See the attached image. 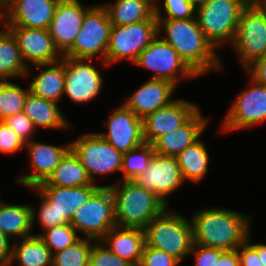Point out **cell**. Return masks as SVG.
Returning a JSON list of instances; mask_svg holds the SVG:
<instances>
[{
  "label": "cell",
  "mask_w": 266,
  "mask_h": 266,
  "mask_svg": "<svg viewBox=\"0 0 266 266\" xmlns=\"http://www.w3.org/2000/svg\"><path fill=\"white\" fill-rule=\"evenodd\" d=\"M29 86L22 88L12 81H0V121L23 111Z\"/></svg>",
  "instance_id": "34"
},
{
  "label": "cell",
  "mask_w": 266,
  "mask_h": 266,
  "mask_svg": "<svg viewBox=\"0 0 266 266\" xmlns=\"http://www.w3.org/2000/svg\"><path fill=\"white\" fill-rule=\"evenodd\" d=\"M245 72L257 83L266 86V55L249 65Z\"/></svg>",
  "instance_id": "45"
},
{
  "label": "cell",
  "mask_w": 266,
  "mask_h": 266,
  "mask_svg": "<svg viewBox=\"0 0 266 266\" xmlns=\"http://www.w3.org/2000/svg\"><path fill=\"white\" fill-rule=\"evenodd\" d=\"M240 266H263L261 255L246 241L237 248Z\"/></svg>",
  "instance_id": "44"
},
{
  "label": "cell",
  "mask_w": 266,
  "mask_h": 266,
  "mask_svg": "<svg viewBox=\"0 0 266 266\" xmlns=\"http://www.w3.org/2000/svg\"><path fill=\"white\" fill-rule=\"evenodd\" d=\"M247 4H265L266 0H244Z\"/></svg>",
  "instance_id": "50"
},
{
  "label": "cell",
  "mask_w": 266,
  "mask_h": 266,
  "mask_svg": "<svg viewBox=\"0 0 266 266\" xmlns=\"http://www.w3.org/2000/svg\"><path fill=\"white\" fill-rule=\"evenodd\" d=\"M209 119L199 109L185 124L160 136L152 145L154 151L165 156H178L185 148L196 142L206 130Z\"/></svg>",
  "instance_id": "23"
},
{
  "label": "cell",
  "mask_w": 266,
  "mask_h": 266,
  "mask_svg": "<svg viewBox=\"0 0 266 266\" xmlns=\"http://www.w3.org/2000/svg\"><path fill=\"white\" fill-rule=\"evenodd\" d=\"M31 190L35 191L36 195L39 196L41 200L39 209L35 208V206L32 204V226H34L36 220L39 221V225L43 230L58 226V213L53 205L35 188H31Z\"/></svg>",
  "instance_id": "39"
},
{
  "label": "cell",
  "mask_w": 266,
  "mask_h": 266,
  "mask_svg": "<svg viewBox=\"0 0 266 266\" xmlns=\"http://www.w3.org/2000/svg\"><path fill=\"white\" fill-rule=\"evenodd\" d=\"M94 242L82 237L73 245L52 254V266H89Z\"/></svg>",
  "instance_id": "35"
},
{
  "label": "cell",
  "mask_w": 266,
  "mask_h": 266,
  "mask_svg": "<svg viewBox=\"0 0 266 266\" xmlns=\"http://www.w3.org/2000/svg\"><path fill=\"white\" fill-rule=\"evenodd\" d=\"M223 252V250L218 248L205 247L193 243L189 255L193 254L195 257V266H215Z\"/></svg>",
  "instance_id": "43"
},
{
  "label": "cell",
  "mask_w": 266,
  "mask_h": 266,
  "mask_svg": "<svg viewBox=\"0 0 266 266\" xmlns=\"http://www.w3.org/2000/svg\"><path fill=\"white\" fill-rule=\"evenodd\" d=\"M65 62L64 95L77 104L88 103L103 91V77L92 65L94 59L63 56Z\"/></svg>",
  "instance_id": "13"
},
{
  "label": "cell",
  "mask_w": 266,
  "mask_h": 266,
  "mask_svg": "<svg viewBox=\"0 0 266 266\" xmlns=\"http://www.w3.org/2000/svg\"><path fill=\"white\" fill-rule=\"evenodd\" d=\"M134 181L152 191L168 206L167 196L169 197L185 183L176 157L165 156L156 152L145 171Z\"/></svg>",
  "instance_id": "15"
},
{
  "label": "cell",
  "mask_w": 266,
  "mask_h": 266,
  "mask_svg": "<svg viewBox=\"0 0 266 266\" xmlns=\"http://www.w3.org/2000/svg\"><path fill=\"white\" fill-rule=\"evenodd\" d=\"M104 126L107 128L106 133H97L122 154L144 142L142 119L123 104L109 115Z\"/></svg>",
  "instance_id": "18"
},
{
  "label": "cell",
  "mask_w": 266,
  "mask_h": 266,
  "mask_svg": "<svg viewBox=\"0 0 266 266\" xmlns=\"http://www.w3.org/2000/svg\"><path fill=\"white\" fill-rule=\"evenodd\" d=\"M28 71L15 37L5 26L2 27L0 29V81L14 80L19 77L24 79Z\"/></svg>",
  "instance_id": "29"
},
{
  "label": "cell",
  "mask_w": 266,
  "mask_h": 266,
  "mask_svg": "<svg viewBox=\"0 0 266 266\" xmlns=\"http://www.w3.org/2000/svg\"><path fill=\"white\" fill-rule=\"evenodd\" d=\"M198 104L186 99H175L170 104L142 119L144 142L153 144L160 136L185 124L199 109Z\"/></svg>",
  "instance_id": "16"
},
{
  "label": "cell",
  "mask_w": 266,
  "mask_h": 266,
  "mask_svg": "<svg viewBox=\"0 0 266 266\" xmlns=\"http://www.w3.org/2000/svg\"><path fill=\"white\" fill-rule=\"evenodd\" d=\"M35 235L43 240L52 254L73 245L80 239L77 231L70 223L50 227Z\"/></svg>",
  "instance_id": "36"
},
{
  "label": "cell",
  "mask_w": 266,
  "mask_h": 266,
  "mask_svg": "<svg viewBox=\"0 0 266 266\" xmlns=\"http://www.w3.org/2000/svg\"><path fill=\"white\" fill-rule=\"evenodd\" d=\"M0 231V266H9L12 257V241Z\"/></svg>",
  "instance_id": "46"
},
{
  "label": "cell",
  "mask_w": 266,
  "mask_h": 266,
  "mask_svg": "<svg viewBox=\"0 0 266 266\" xmlns=\"http://www.w3.org/2000/svg\"><path fill=\"white\" fill-rule=\"evenodd\" d=\"M70 224L80 238L101 241L116 226L114 198L109 187L101 186L73 214Z\"/></svg>",
  "instance_id": "8"
},
{
  "label": "cell",
  "mask_w": 266,
  "mask_h": 266,
  "mask_svg": "<svg viewBox=\"0 0 266 266\" xmlns=\"http://www.w3.org/2000/svg\"><path fill=\"white\" fill-rule=\"evenodd\" d=\"M1 26H4V12H3V6L0 4V29Z\"/></svg>",
  "instance_id": "51"
},
{
  "label": "cell",
  "mask_w": 266,
  "mask_h": 266,
  "mask_svg": "<svg viewBox=\"0 0 266 266\" xmlns=\"http://www.w3.org/2000/svg\"><path fill=\"white\" fill-rule=\"evenodd\" d=\"M33 67L41 70L33 76L29 91L41 98L59 104L64 98L65 62L38 64Z\"/></svg>",
  "instance_id": "25"
},
{
  "label": "cell",
  "mask_w": 266,
  "mask_h": 266,
  "mask_svg": "<svg viewBox=\"0 0 266 266\" xmlns=\"http://www.w3.org/2000/svg\"><path fill=\"white\" fill-rule=\"evenodd\" d=\"M191 4L197 9L204 5L208 0H189Z\"/></svg>",
  "instance_id": "49"
},
{
  "label": "cell",
  "mask_w": 266,
  "mask_h": 266,
  "mask_svg": "<svg viewBox=\"0 0 266 266\" xmlns=\"http://www.w3.org/2000/svg\"><path fill=\"white\" fill-rule=\"evenodd\" d=\"M93 5L83 6L80 0H60L48 28L59 52L64 55L82 28L85 13Z\"/></svg>",
  "instance_id": "19"
},
{
  "label": "cell",
  "mask_w": 266,
  "mask_h": 266,
  "mask_svg": "<svg viewBox=\"0 0 266 266\" xmlns=\"http://www.w3.org/2000/svg\"><path fill=\"white\" fill-rule=\"evenodd\" d=\"M184 182L198 184L208 172L209 152L200 138L176 156Z\"/></svg>",
  "instance_id": "32"
},
{
  "label": "cell",
  "mask_w": 266,
  "mask_h": 266,
  "mask_svg": "<svg viewBox=\"0 0 266 266\" xmlns=\"http://www.w3.org/2000/svg\"><path fill=\"white\" fill-rule=\"evenodd\" d=\"M145 244L162 250L180 262L189 257L193 245L191 221L167 207L143 229Z\"/></svg>",
  "instance_id": "4"
},
{
  "label": "cell",
  "mask_w": 266,
  "mask_h": 266,
  "mask_svg": "<svg viewBox=\"0 0 266 266\" xmlns=\"http://www.w3.org/2000/svg\"><path fill=\"white\" fill-rule=\"evenodd\" d=\"M58 105L29 92L24 103L23 112L32 120L37 130L39 129L37 127L68 130L72 124L69 123Z\"/></svg>",
  "instance_id": "26"
},
{
  "label": "cell",
  "mask_w": 266,
  "mask_h": 266,
  "mask_svg": "<svg viewBox=\"0 0 266 266\" xmlns=\"http://www.w3.org/2000/svg\"><path fill=\"white\" fill-rule=\"evenodd\" d=\"M163 9L161 8V2L156 0L154 3V15L157 19H175L186 20L196 18V8L191 4L189 0H162ZM166 13H162V11Z\"/></svg>",
  "instance_id": "37"
},
{
  "label": "cell",
  "mask_w": 266,
  "mask_h": 266,
  "mask_svg": "<svg viewBox=\"0 0 266 266\" xmlns=\"http://www.w3.org/2000/svg\"><path fill=\"white\" fill-rule=\"evenodd\" d=\"M89 266H133L115 255L102 241H95L90 253Z\"/></svg>",
  "instance_id": "38"
},
{
  "label": "cell",
  "mask_w": 266,
  "mask_h": 266,
  "mask_svg": "<svg viewBox=\"0 0 266 266\" xmlns=\"http://www.w3.org/2000/svg\"><path fill=\"white\" fill-rule=\"evenodd\" d=\"M10 0H0V4L4 7Z\"/></svg>",
  "instance_id": "52"
},
{
  "label": "cell",
  "mask_w": 266,
  "mask_h": 266,
  "mask_svg": "<svg viewBox=\"0 0 266 266\" xmlns=\"http://www.w3.org/2000/svg\"><path fill=\"white\" fill-rule=\"evenodd\" d=\"M157 18L128 25L112 26L106 52L108 66L122 60L134 64L139 54L157 37Z\"/></svg>",
  "instance_id": "9"
},
{
  "label": "cell",
  "mask_w": 266,
  "mask_h": 266,
  "mask_svg": "<svg viewBox=\"0 0 266 266\" xmlns=\"http://www.w3.org/2000/svg\"><path fill=\"white\" fill-rule=\"evenodd\" d=\"M176 85L167 80L149 78L132 95L125 98L122 104L130 109L138 118L170 104L174 101L173 93Z\"/></svg>",
  "instance_id": "21"
},
{
  "label": "cell",
  "mask_w": 266,
  "mask_h": 266,
  "mask_svg": "<svg viewBox=\"0 0 266 266\" xmlns=\"http://www.w3.org/2000/svg\"><path fill=\"white\" fill-rule=\"evenodd\" d=\"M15 37L23 61L28 67L25 78L32 76L31 65L49 64L60 61L59 52L48 29L5 26ZM31 69V70H30Z\"/></svg>",
  "instance_id": "14"
},
{
  "label": "cell",
  "mask_w": 266,
  "mask_h": 266,
  "mask_svg": "<svg viewBox=\"0 0 266 266\" xmlns=\"http://www.w3.org/2000/svg\"><path fill=\"white\" fill-rule=\"evenodd\" d=\"M231 46L243 69L266 55L265 4H248L242 10Z\"/></svg>",
  "instance_id": "7"
},
{
  "label": "cell",
  "mask_w": 266,
  "mask_h": 266,
  "mask_svg": "<svg viewBox=\"0 0 266 266\" xmlns=\"http://www.w3.org/2000/svg\"><path fill=\"white\" fill-rule=\"evenodd\" d=\"M24 149L25 143L18 134L5 121H0V153L9 155Z\"/></svg>",
  "instance_id": "40"
},
{
  "label": "cell",
  "mask_w": 266,
  "mask_h": 266,
  "mask_svg": "<svg viewBox=\"0 0 266 266\" xmlns=\"http://www.w3.org/2000/svg\"><path fill=\"white\" fill-rule=\"evenodd\" d=\"M92 184L93 183L80 159L73 150L70 149L58 163L48 180L39 185L82 187Z\"/></svg>",
  "instance_id": "31"
},
{
  "label": "cell",
  "mask_w": 266,
  "mask_h": 266,
  "mask_svg": "<svg viewBox=\"0 0 266 266\" xmlns=\"http://www.w3.org/2000/svg\"><path fill=\"white\" fill-rule=\"evenodd\" d=\"M251 234H249L247 238V242L258 252V255H261V262L263 266H266V244H256L252 243L253 241L251 240Z\"/></svg>",
  "instance_id": "48"
},
{
  "label": "cell",
  "mask_w": 266,
  "mask_h": 266,
  "mask_svg": "<svg viewBox=\"0 0 266 266\" xmlns=\"http://www.w3.org/2000/svg\"><path fill=\"white\" fill-rule=\"evenodd\" d=\"M114 198L116 226L144 229L168 205L134 180H118L106 185Z\"/></svg>",
  "instance_id": "3"
},
{
  "label": "cell",
  "mask_w": 266,
  "mask_h": 266,
  "mask_svg": "<svg viewBox=\"0 0 266 266\" xmlns=\"http://www.w3.org/2000/svg\"><path fill=\"white\" fill-rule=\"evenodd\" d=\"M157 31L158 36L178 52L179 57L198 77L212 70H222V58L205 37L196 18L157 19Z\"/></svg>",
  "instance_id": "1"
},
{
  "label": "cell",
  "mask_w": 266,
  "mask_h": 266,
  "mask_svg": "<svg viewBox=\"0 0 266 266\" xmlns=\"http://www.w3.org/2000/svg\"><path fill=\"white\" fill-rule=\"evenodd\" d=\"M25 148L28 150L30 161L28 168L31 173L19 176L16 181L23 187L31 189L48 180L58 163L71 149V143L55 146L31 140L25 143Z\"/></svg>",
  "instance_id": "17"
},
{
  "label": "cell",
  "mask_w": 266,
  "mask_h": 266,
  "mask_svg": "<svg viewBox=\"0 0 266 266\" xmlns=\"http://www.w3.org/2000/svg\"><path fill=\"white\" fill-rule=\"evenodd\" d=\"M101 187L97 184L82 187L38 185L35 189L47 199L58 213V226L68 224L74 212Z\"/></svg>",
  "instance_id": "22"
},
{
  "label": "cell",
  "mask_w": 266,
  "mask_h": 266,
  "mask_svg": "<svg viewBox=\"0 0 266 266\" xmlns=\"http://www.w3.org/2000/svg\"><path fill=\"white\" fill-rule=\"evenodd\" d=\"M179 263L175 257L145 244L138 266H177Z\"/></svg>",
  "instance_id": "41"
},
{
  "label": "cell",
  "mask_w": 266,
  "mask_h": 266,
  "mask_svg": "<svg viewBox=\"0 0 266 266\" xmlns=\"http://www.w3.org/2000/svg\"><path fill=\"white\" fill-rule=\"evenodd\" d=\"M247 5L244 0H208L196 9L199 27L217 51L227 42L233 43L240 14Z\"/></svg>",
  "instance_id": "5"
},
{
  "label": "cell",
  "mask_w": 266,
  "mask_h": 266,
  "mask_svg": "<svg viewBox=\"0 0 266 266\" xmlns=\"http://www.w3.org/2000/svg\"><path fill=\"white\" fill-rule=\"evenodd\" d=\"M32 204H10L0 200V231L12 241L32 233Z\"/></svg>",
  "instance_id": "27"
},
{
  "label": "cell",
  "mask_w": 266,
  "mask_h": 266,
  "mask_svg": "<svg viewBox=\"0 0 266 266\" xmlns=\"http://www.w3.org/2000/svg\"><path fill=\"white\" fill-rule=\"evenodd\" d=\"M215 266H240L239 254L237 249L224 251L216 262Z\"/></svg>",
  "instance_id": "47"
},
{
  "label": "cell",
  "mask_w": 266,
  "mask_h": 266,
  "mask_svg": "<svg viewBox=\"0 0 266 266\" xmlns=\"http://www.w3.org/2000/svg\"><path fill=\"white\" fill-rule=\"evenodd\" d=\"M71 149L85 167L92 183L97 184L95 177L120 172L123 154L103 139L97 132L85 133L71 141Z\"/></svg>",
  "instance_id": "10"
},
{
  "label": "cell",
  "mask_w": 266,
  "mask_h": 266,
  "mask_svg": "<svg viewBox=\"0 0 266 266\" xmlns=\"http://www.w3.org/2000/svg\"><path fill=\"white\" fill-rule=\"evenodd\" d=\"M15 264L18 266H52V253L38 235H32L19 239L17 242L14 241L12 244L9 266Z\"/></svg>",
  "instance_id": "30"
},
{
  "label": "cell",
  "mask_w": 266,
  "mask_h": 266,
  "mask_svg": "<svg viewBox=\"0 0 266 266\" xmlns=\"http://www.w3.org/2000/svg\"><path fill=\"white\" fill-rule=\"evenodd\" d=\"M151 70L152 79H162L177 84L181 80L198 76L179 57L178 52L167 42L157 37L139 54L133 64Z\"/></svg>",
  "instance_id": "11"
},
{
  "label": "cell",
  "mask_w": 266,
  "mask_h": 266,
  "mask_svg": "<svg viewBox=\"0 0 266 266\" xmlns=\"http://www.w3.org/2000/svg\"><path fill=\"white\" fill-rule=\"evenodd\" d=\"M60 0H10L4 7V26L48 29Z\"/></svg>",
  "instance_id": "20"
},
{
  "label": "cell",
  "mask_w": 266,
  "mask_h": 266,
  "mask_svg": "<svg viewBox=\"0 0 266 266\" xmlns=\"http://www.w3.org/2000/svg\"><path fill=\"white\" fill-rule=\"evenodd\" d=\"M112 23L106 9L100 5L92 6L84 15L82 28L76 35L73 46L63 55L77 59H100L106 63V52L110 40Z\"/></svg>",
  "instance_id": "6"
},
{
  "label": "cell",
  "mask_w": 266,
  "mask_h": 266,
  "mask_svg": "<svg viewBox=\"0 0 266 266\" xmlns=\"http://www.w3.org/2000/svg\"><path fill=\"white\" fill-rule=\"evenodd\" d=\"M112 26L128 25L149 20L154 16L152 0H115L103 3Z\"/></svg>",
  "instance_id": "28"
},
{
  "label": "cell",
  "mask_w": 266,
  "mask_h": 266,
  "mask_svg": "<svg viewBox=\"0 0 266 266\" xmlns=\"http://www.w3.org/2000/svg\"><path fill=\"white\" fill-rule=\"evenodd\" d=\"M247 77L250 78L249 88L243 89L233 100L220 122V131L230 133L266 122V86L257 83L250 76Z\"/></svg>",
  "instance_id": "12"
},
{
  "label": "cell",
  "mask_w": 266,
  "mask_h": 266,
  "mask_svg": "<svg viewBox=\"0 0 266 266\" xmlns=\"http://www.w3.org/2000/svg\"><path fill=\"white\" fill-rule=\"evenodd\" d=\"M115 255L138 266L145 246L144 230L114 226L101 240Z\"/></svg>",
  "instance_id": "24"
},
{
  "label": "cell",
  "mask_w": 266,
  "mask_h": 266,
  "mask_svg": "<svg viewBox=\"0 0 266 266\" xmlns=\"http://www.w3.org/2000/svg\"><path fill=\"white\" fill-rule=\"evenodd\" d=\"M191 217L193 243L205 247L236 250L252 232L251 217L225 207H206Z\"/></svg>",
  "instance_id": "2"
},
{
  "label": "cell",
  "mask_w": 266,
  "mask_h": 266,
  "mask_svg": "<svg viewBox=\"0 0 266 266\" xmlns=\"http://www.w3.org/2000/svg\"><path fill=\"white\" fill-rule=\"evenodd\" d=\"M154 155L153 145L147 142H143L141 145L124 153L121 169L123 176L121 180H135L137 176L145 171Z\"/></svg>",
  "instance_id": "33"
},
{
  "label": "cell",
  "mask_w": 266,
  "mask_h": 266,
  "mask_svg": "<svg viewBox=\"0 0 266 266\" xmlns=\"http://www.w3.org/2000/svg\"><path fill=\"white\" fill-rule=\"evenodd\" d=\"M4 121L18 134L24 143L30 142L32 135L37 130L32 120L23 111L8 117Z\"/></svg>",
  "instance_id": "42"
}]
</instances>
